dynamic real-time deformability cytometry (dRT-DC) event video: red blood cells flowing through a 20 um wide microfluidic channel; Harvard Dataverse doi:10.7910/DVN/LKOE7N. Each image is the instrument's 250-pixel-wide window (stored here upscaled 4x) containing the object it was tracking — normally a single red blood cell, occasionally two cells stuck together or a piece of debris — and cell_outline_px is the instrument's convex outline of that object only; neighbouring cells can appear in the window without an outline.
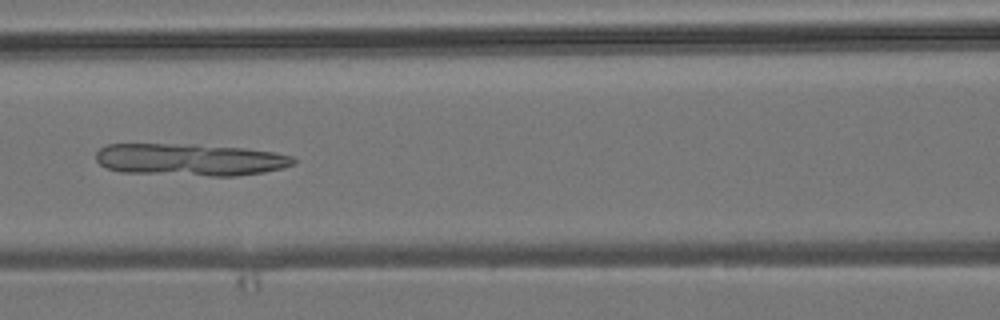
{"species": "common noctule bat (a hibernating species)", "species_latin": "Nyctalus noctula", "temperature_condition": "room temperature", "stored_images_in_passage": 7, "camera_frame_rate_fps": 3000, "um_per_image_px": 0.085, "animal": {"sex": "male", "body_mass_g": 19.2, "forearm_length_mm": 51.8}, "frame": {"image": 1, "passage_image": 7, "time_ms": 6.667, "image_size_px": [1000, 320], "cell_outline_px": [[296, 164], [284, 168], [264, 172], [236, 176], [208, 176], [120, 172], [104, 168], [96, 160], [96, 152], [100, 148], [108, 144], [196, 144], [248, 148], [272, 152], [292, 156], [296, 160]], "centroid_in_image_um": [16.16, 13.57], "position_along_channel_um": 150.4, "area_um2": 37.51}}